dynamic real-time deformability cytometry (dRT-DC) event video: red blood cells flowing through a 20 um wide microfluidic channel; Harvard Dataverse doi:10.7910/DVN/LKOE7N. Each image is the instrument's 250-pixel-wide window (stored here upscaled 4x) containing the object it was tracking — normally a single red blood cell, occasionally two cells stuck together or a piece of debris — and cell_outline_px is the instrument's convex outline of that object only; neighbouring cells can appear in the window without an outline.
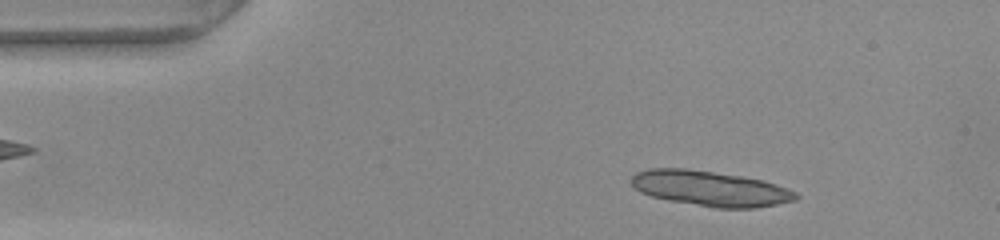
{"species": "common noctule bat (a hibernating species)", "species_latin": "Nyctalus noctula", "temperature_condition": "warm", "stored_images_in_passage": 52, "camera_frame_rate_fps": 3000, "um_per_image_px": 0.085, "animal": {"sex": "female", "body_mass_g": 22.0, "forearm_length_mm": 56.7}, "frame": {"image": 1, "passage_image": 6, "time_ms": 1.667, "image_size_px": [1000, 240], "cell_outline_px": [[800, 196], [796, 200], [756, 208], [716, 208], [668, 200], [652, 196], [640, 192], [632, 184], [632, 176], [636, 172], [648, 168], [688, 168], [740, 176], [764, 180], [788, 188], [796, 192]], "centroid_in_image_um": [60.39, 16.02], "position_along_channel_um": 24.6, "area_um2": 33.81}}
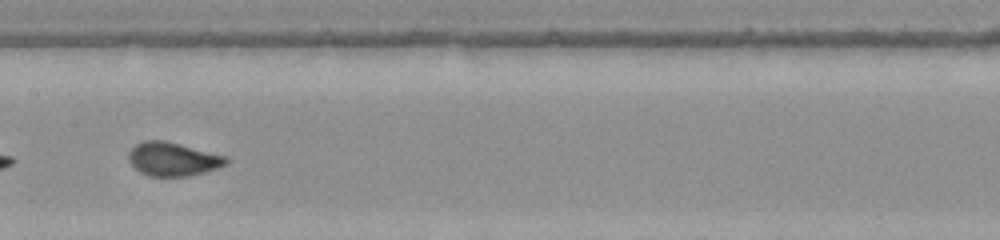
{"frame": {"image": 2, "passage_image": 25, "time_ms": 8.0, "image_size_px": [1000, 240], "cell_outline_px": [[228, 164], [220, 168], [188, 176], [148, 176], [140, 172], [128, 160], [128, 152], [136, 144], [144, 140], [164, 140], [228, 156]], "centroid_in_image_um": [14.72, 13.52], "position_along_channel_um": 192.7, "area_um2": 19.25}}
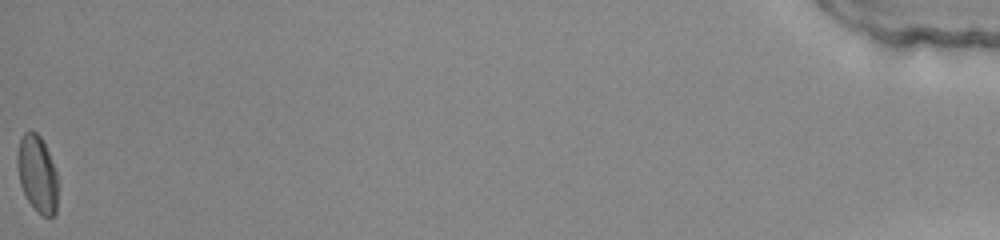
{"frame": {"image": 3, "passage_image": 52, "time_ms": 17.0, "image_size_px": [1000, 240], "cell_outline_px": [[56, 212], [52, 216], [44, 216], [28, 200], [20, 184], [16, 164], [16, 156], [20, 140], [24, 132], [32, 128], [40, 136], [48, 152], [56, 172]], "centroid_in_image_um": [3.13, 14.71], "position_along_channel_um": 432.1, "area_um2": 17.8}}